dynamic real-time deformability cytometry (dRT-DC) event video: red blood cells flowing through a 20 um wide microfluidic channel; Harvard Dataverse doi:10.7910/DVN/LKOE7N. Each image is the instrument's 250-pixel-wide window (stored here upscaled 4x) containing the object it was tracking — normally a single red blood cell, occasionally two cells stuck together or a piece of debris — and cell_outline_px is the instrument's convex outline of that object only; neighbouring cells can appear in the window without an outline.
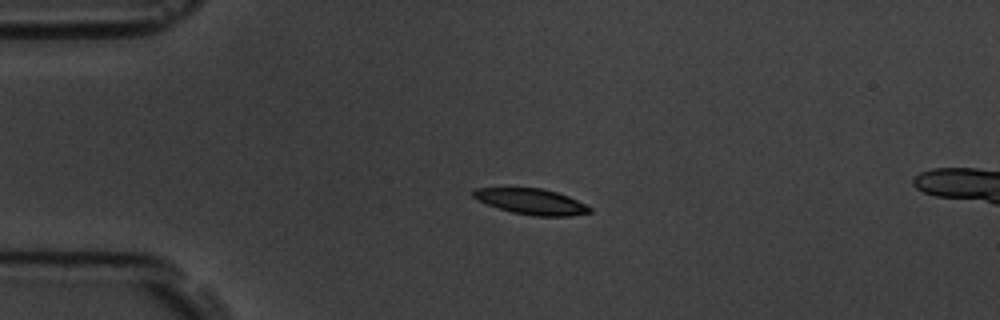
{"species": "common noctule bat (a hibernating species)", "species_latin": "Nyctalus noctula", "temperature_condition": "room temperature", "stored_images_in_passage": 59, "segment_of_instrument_passage": [1, 2], "camera_frame_rate_fps": 3000, "um_per_image_px": 0.085, "animal": {"sex": "male", "body_mass_g": 19.5, "forearm_length_mm": 54.6}, "frame": {"image": 1, "passage_image": 14, "time_ms": 4.333, "image_size_px": [1000, 320], "cell_outline_px": [[592, 212], [572, 216], [536, 216], [512, 212], [476, 200], [472, 196], [472, 192], [476, 188], [540, 188], [556, 192], [568, 196], [592, 208]], "centroid_in_image_um": [45.17, 17.13], "position_along_channel_um": 39.8, "area_um2": 17.28}}
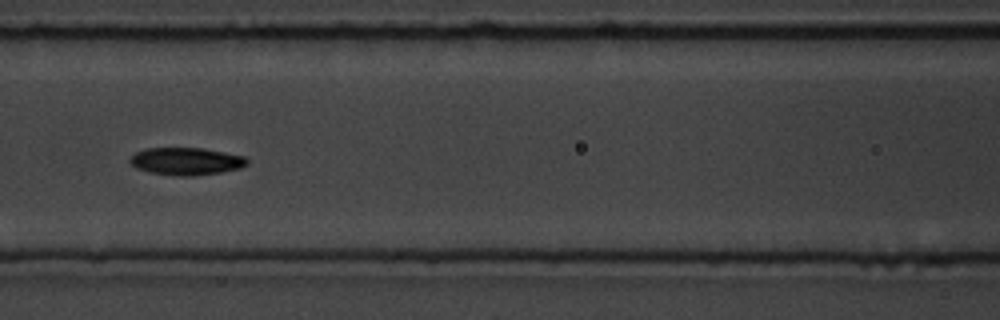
{"frame": {"image": 2, "passage_image": 26, "time_ms": 8.333, "image_size_px": [1000, 320], "cell_outline_px": [[248, 164], [240, 168], [220, 172], [192, 176], [180, 176], [148, 172], [136, 168], [128, 160], [136, 152], [144, 148], [204, 148], [244, 156], [248, 160]], "centroid_in_image_um": [15.82, 13.7], "position_along_channel_um": 150.8, "area_um2": 18.73}}
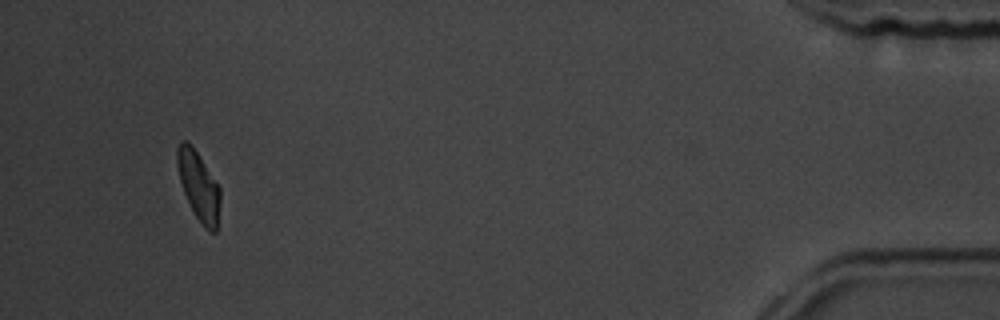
{"frame": {"image": 3, "passage_image": 55, "time_ms": 18.0, "image_size_px": [1000, 320], "cell_outline_px": [[220, 200], [216, 232], [208, 232], [204, 228], [196, 216], [184, 192], [180, 180], [176, 164], [176, 148], [180, 140], [184, 140], [196, 152], [220, 188]], "centroid_in_image_um": [16.87, 15.83], "position_along_channel_um": 418.3, "area_um2": 16.82}}